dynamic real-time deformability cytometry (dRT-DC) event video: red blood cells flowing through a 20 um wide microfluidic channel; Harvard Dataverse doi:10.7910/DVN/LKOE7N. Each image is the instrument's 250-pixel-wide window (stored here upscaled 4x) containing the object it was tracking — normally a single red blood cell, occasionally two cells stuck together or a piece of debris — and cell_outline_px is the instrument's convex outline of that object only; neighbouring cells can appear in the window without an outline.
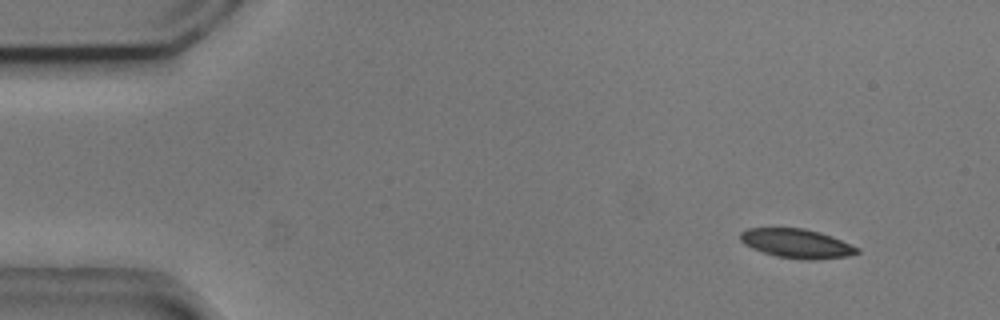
{"species": "common noctule bat (a hibernating species)", "species_latin": "Nyctalus noctula", "temperature_condition": "cold", "stored_images_in_passage": 4, "camera_frame_rate_fps": 3000, "um_per_image_px": 0.085, "animal": {"sex": "male", "body_mass_g": 20.5, "forearm_length_mm": 52.5}, "frame": {"image": 1, "passage_image": 1, "time_ms": 0.0, "image_size_px": [1000, 320], "cell_outline_px": [[860, 252], [848, 256], [812, 260], [808, 260], [776, 256], [752, 248], [744, 244], [740, 240], [740, 232], [748, 228], [804, 228], [820, 232], [832, 236], [860, 248]], "centroid_in_image_um": [67.73, 20.69], "position_along_channel_um": 17.3, "area_um2": 19.83}}
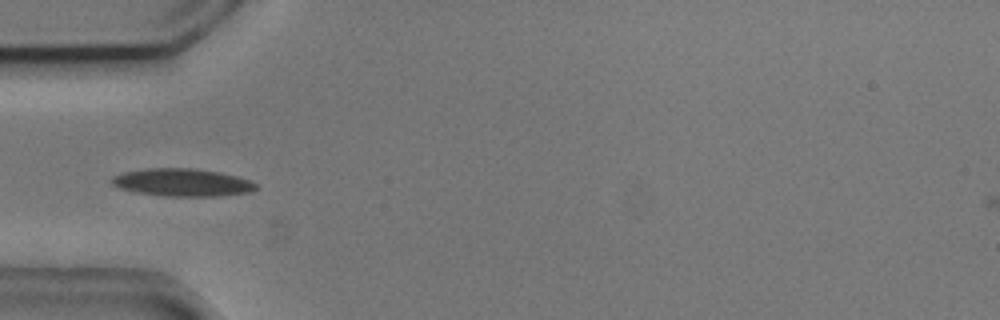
{"frame": {"image": 2, "passage_image": 4, "time_ms": 1.0, "image_size_px": [1000, 320], "cell_outline_px": [[256, 188], [252, 192], [216, 196], [164, 196], [132, 192], [120, 188], [112, 184], [108, 180], [112, 176], [124, 172], [144, 168], [196, 168], [220, 172], [236, 176], [248, 180], [256, 184]], "centroid_in_image_um": [15.43, 15.5], "position_along_channel_um": 69.6, "area_um2": 23.47}}